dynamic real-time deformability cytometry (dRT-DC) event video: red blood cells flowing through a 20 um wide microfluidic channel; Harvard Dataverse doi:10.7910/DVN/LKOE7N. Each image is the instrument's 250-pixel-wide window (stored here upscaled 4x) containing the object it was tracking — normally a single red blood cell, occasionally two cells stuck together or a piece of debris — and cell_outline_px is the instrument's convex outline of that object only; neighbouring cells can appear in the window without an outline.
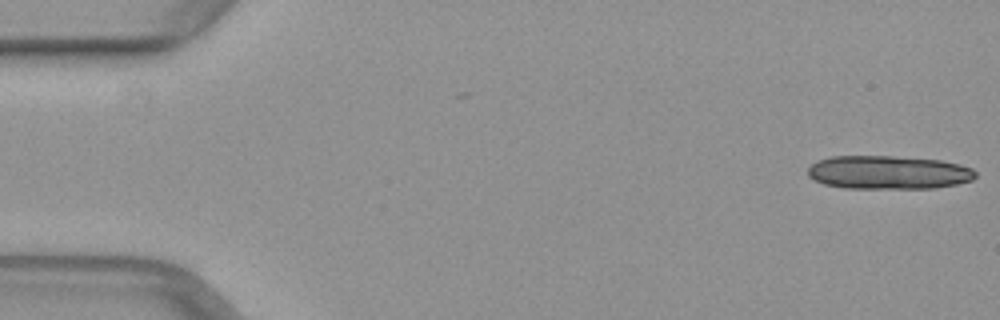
{"species": "common noctule bat (a hibernating species)", "species_latin": "Nyctalus noctula", "temperature_condition": "warm", "stored_images_in_passage": 13, "camera_frame_rate_fps": 3000, "um_per_image_px": 0.085, "animal": {"sex": "female", "body_mass_g": 29.2, "forearm_length_mm": 56.3}, "frame": {"image": 1, "passage_image": 1, "time_ms": 0.0, "image_size_px": [1000, 320], "cell_outline_px": [[976, 176], [972, 180], [956, 184], [936, 188], [844, 188], [824, 184], [808, 176], [808, 168], [816, 160], [832, 156], [892, 156], [940, 160], [960, 164], [972, 168], [976, 172]], "centroid_in_image_um": [75.51, 14.65], "position_along_channel_um": 9.5, "area_um2": 32.83}}